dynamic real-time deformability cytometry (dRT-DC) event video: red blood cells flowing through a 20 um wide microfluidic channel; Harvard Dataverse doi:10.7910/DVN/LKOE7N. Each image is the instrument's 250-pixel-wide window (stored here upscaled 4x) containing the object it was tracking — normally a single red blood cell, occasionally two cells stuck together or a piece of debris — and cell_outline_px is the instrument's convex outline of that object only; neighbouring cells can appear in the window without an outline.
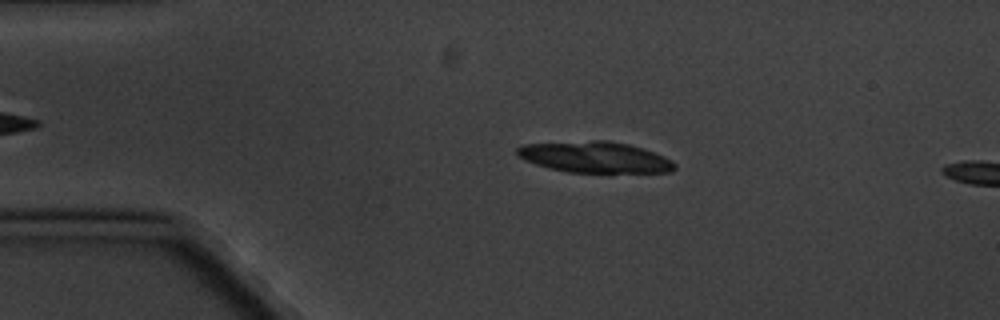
{"species": "common noctule bat (a hibernating species)", "species_latin": "Nyctalus noctula", "temperature_condition": "cold", "stored_images_in_passage": 4, "camera_frame_rate_fps": 3000, "um_per_image_px": 0.085, "animal": {"sex": "male", "body_mass_g": 20.1, "forearm_length_mm": 53.5}, "frame": {"image": 1, "passage_image": 2, "time_ms": 1.333, "image_size_px": [1000, 320], "cell_outline_px": [[676, 168], [672, 172], [568, 172], [548, 168], [524, 160], [516, 152], [516, 148], [520, 144], [592, 140], [608, 140], [628, 144], [644, 148], [664, 156], [672, 160], [676, 164]], "centroid_in_image_um": [50.57, 13.35], "position_along_channel_um": 34.4, "area_um2": 28.73}}